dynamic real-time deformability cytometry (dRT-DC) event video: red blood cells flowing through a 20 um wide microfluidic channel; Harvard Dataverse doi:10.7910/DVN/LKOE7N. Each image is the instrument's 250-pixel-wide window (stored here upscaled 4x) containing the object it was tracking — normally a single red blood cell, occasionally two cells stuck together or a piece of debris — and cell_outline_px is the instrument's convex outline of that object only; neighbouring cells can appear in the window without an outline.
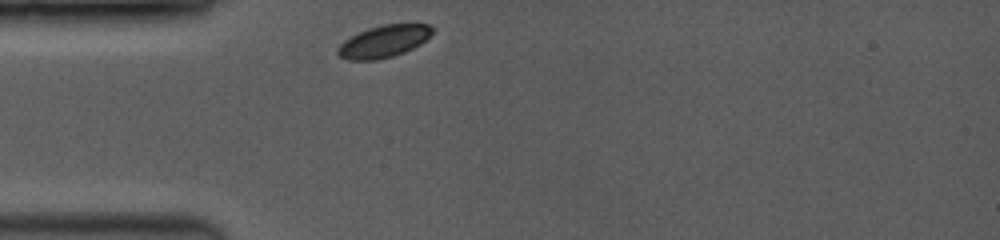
{"species": "common noctule bat (a hibernating species)", "species_latin": "Nyctalus noctula", "temperature_condition": "room temperature", "stored_images_in_passage": 12, "camera_frame_rate_fps": 3500, "um_per_image_px": 0.085, "animal": {"sex": "female", "body_mass_g": 19.0, "forearm_length_mm": 53.3}, "frame": {"image": 1, "passage_image": 1, "time_ms": 0.0, "image_size_px": [1000, 240], "cell_outline_px": [[432, 32], [420, 44], [404, 52], [392, 56], [376, 60], [348, 60], [340, 56], [336, 52], [336, 48], [344, 40], [368, 28], [384, 24], [428, 24], [432, 28]], "centroid_in_image_um": [32.58, 3.52], "position_along_channel_um": 52.4, "area_um2": 17.46}}
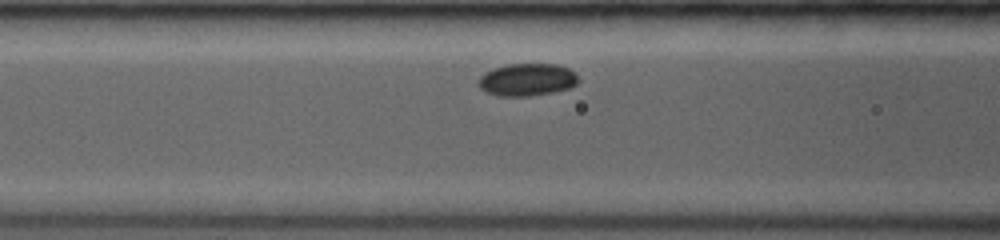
{"frame": {"image": 2, "passage_image": 6, "time_ms": 2.0, "image_size_px": [1000, 240], "cell_outline_px": [[580, 80], [576, 84], [568, 88], [552, 92], [528, 96], [496, 96], [484, 92], [480, 88], [480, 76], [484, 72], [492, 68], [508, 64], [556, 64], [568, 68], [576, 72]], "centroid_in_image_um": [44.8, 6.77], "position_along_channel_um": 121.8, "area_um2": 19.02}}
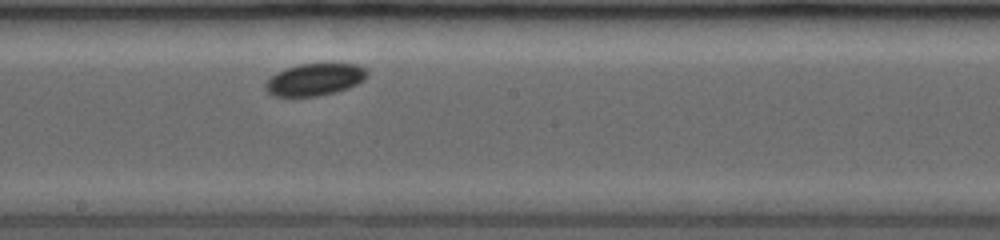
{"frame": {"image": 3, "passage_image": 12, "time_ms": 4.571, "image_size_px": [1000, 240], "cell_outline_px": [[368, 72], [364, 80], [348, 88], [336, 92], [316, 96], [272, 96], [264, 88], [264, 84], [276, 72], [284, 68], [300, 64], [356, 64], [364, 68]], "centroid_in_image_um": [26.72, 6.76], "position_along_channel_um": 221.5, "area_um2": 18.96}}